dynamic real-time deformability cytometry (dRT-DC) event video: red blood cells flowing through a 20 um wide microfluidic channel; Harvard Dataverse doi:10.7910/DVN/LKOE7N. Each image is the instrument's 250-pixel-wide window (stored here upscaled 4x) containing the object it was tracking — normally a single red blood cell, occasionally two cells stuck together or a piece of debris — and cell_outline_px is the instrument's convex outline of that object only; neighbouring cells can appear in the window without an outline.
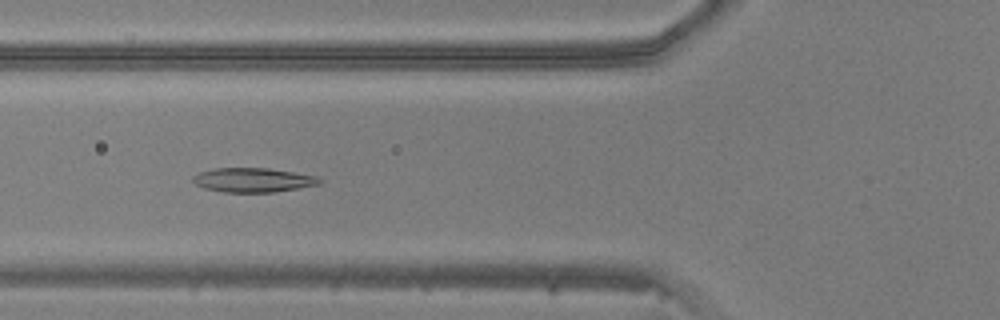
{"species": "common noctule bat (a hibernating species)", "species_latin": "Nyctalus noctula", "temperature_condition": "warm", "stored_images_in_passage": 47, "camera_frame_rate_fps": 3000, "um_per_image_px": 0.085, "animal": {"sex": "male", "body_mass_g": 20.5, "forearm_length_mm": 52.5}, "frame": {"image": 1, "passage_image": 17, "time_ms": 5.333, "image_size_px": [1000, 320], "cell_outline_px": [[320, 184], [272, 192], [224, 192], [204, 188], [196, 184], [192, 180], [192, 176], [200, 172], [212, 168], [268, 168], [316, 176], [320, 180]], "centroid_in_image_um": [21.45, 15.29], "position_along_channel_um": 104.4, "area_um2": 17.69}}
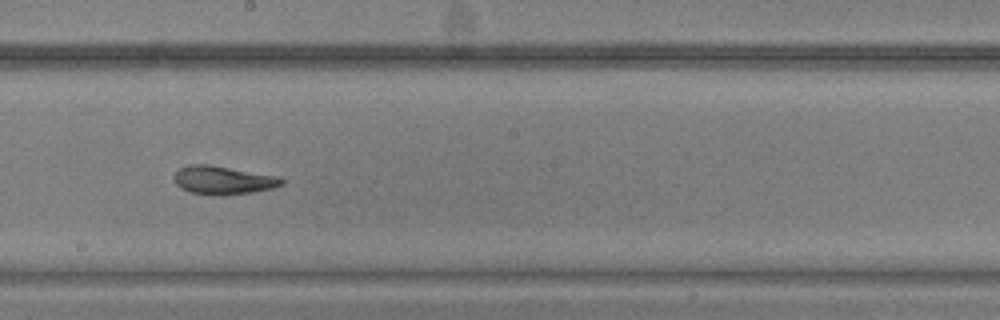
{"frame": {"image": 2, "passage_image": 26, "time_ms": 8.333, "image_size_px": [1000, 320], "cell_outline_px": [[284, 184], [272, 188], [224, 196], [192, 192], [180, 188], [176, 184], [176, 172], [180, 168], [188, 164], [208, 164], [280, 176], [284, 180]], "centroid_in_image_um": [19.0, 15.3], "position_along_channel_um": 229.2, "area_um2": 17.63}}
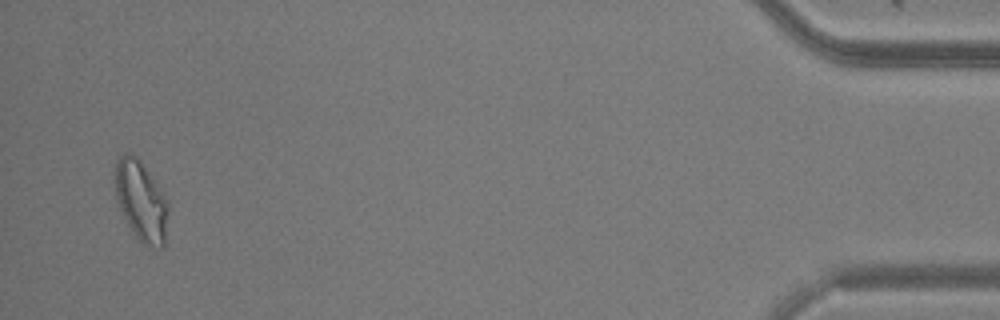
{"frame": {"image": 3, "passage_image": 46, "time_ms": 15.0, "image_size_px": [1000, 320], "cell_outline_px": [[168, 212], [164, 248], [152, 248], [136, 240], [120, 208], [116, 196], [116, 160], [124, 152], [132, 152], [140, 160], [168, 200]], "centroid_in_image_um": [12.01, 17.11], "position_along_channel_um": 423.2, "area_um2": 24.85}}